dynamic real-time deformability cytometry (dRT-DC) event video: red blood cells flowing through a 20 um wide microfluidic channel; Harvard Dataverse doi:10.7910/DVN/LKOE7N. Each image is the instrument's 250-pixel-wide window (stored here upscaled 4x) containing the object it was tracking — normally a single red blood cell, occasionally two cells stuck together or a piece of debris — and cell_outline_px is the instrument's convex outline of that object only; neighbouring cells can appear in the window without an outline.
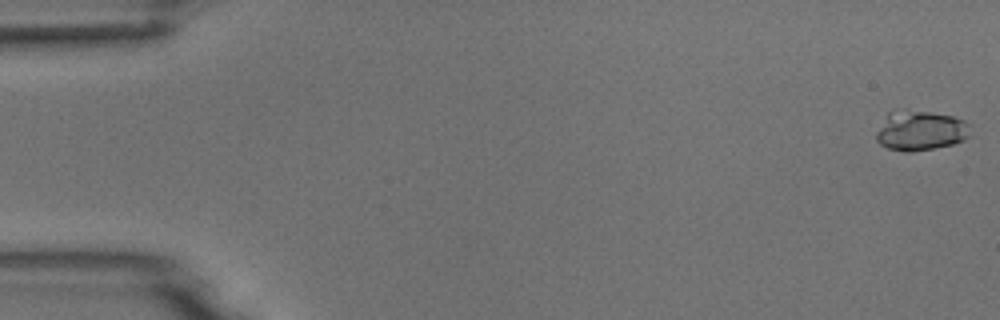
{"species": "common noctule bat (a hibernating species)", "species_latin": "Nyctalus noctula", "temperature_condition": "room temperature", "stored_images_in_passage": 5, "camera_frame_rate_fps": 3000, "um_per_image_px": 0.085, "animal": {"sex": "male", "body_mass_g": 18.8}, "frame": {"image": 1, "passage_image": 1, "time_ms": 0.0, "image_size_px": [1000, 320], "cell_outline_px": [[972, 124], [968, 136], [964, 140], [952, 144], [912, 152], [904, 152], [888, 148], [880, 144], [876, 140], [876, 132], [888, 112], [900, 108], [904, 108], [952, 116], [964, 120]], "centroid_in_image_um": [78.22, 11.08], "position_along_channel_um": 6.8, "area_um2": 22.14}}
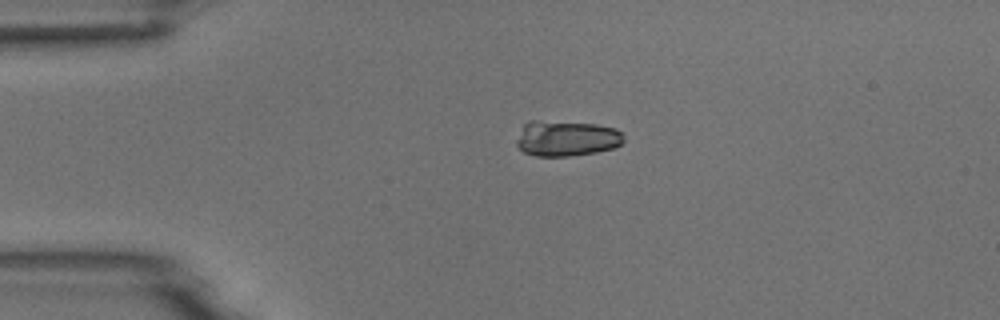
{"frame": {"image": 2, "passage_image": 4, "time_ms": 3.667, "image_size_px": [1000, 320], "cell_outline_px": [[624, 140], [620, 144], [612, 148], [596, 152], [568, 156], [536, 156], [524, 152], [516, 144], [516, 140], [524, 124], [528, 120], [540, 120], [596, 124], [616, 128], [624, 136]], "centroid_in_image_um": [48.13, 11.75], "position_along_channel_um": 36.9, "area_um2": 22.25}}